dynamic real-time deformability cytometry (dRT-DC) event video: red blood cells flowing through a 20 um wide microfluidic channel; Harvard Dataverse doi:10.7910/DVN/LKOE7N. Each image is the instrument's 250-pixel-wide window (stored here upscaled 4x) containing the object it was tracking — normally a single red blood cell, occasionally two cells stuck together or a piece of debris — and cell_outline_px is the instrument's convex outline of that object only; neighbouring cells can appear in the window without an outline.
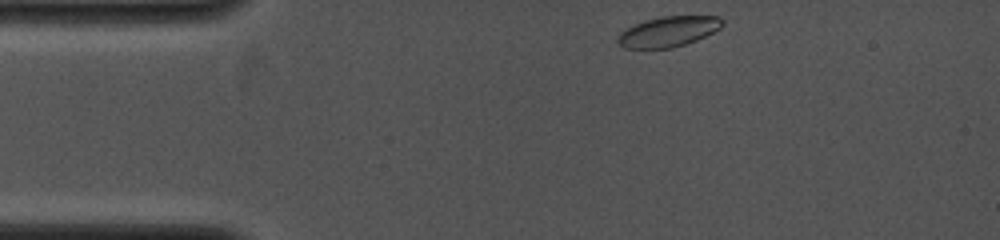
{"species": "common noctule bat (a hibernating species)", "species_latin": "Nyctalus noctula", "temperature_condition": "cold", "stored_images_in_passage": 28, "camera_frame_rate_fps": 4000, "um_per_image_px": 0.085, "animal": {"sex": "female", "body_mass_g": 19.0, "forearm_length_mm": 53.3}, "frame": {"image": 1, "passage_image": 1, "time_ms": 0.0, "image_size_px": [1000, 240], "cell_outline_px": [[724, 24], [720, 28], [696, 40], [672, 48], [624, 48], [616, 40], [616, 36], [620, 32], [644, 20], [660, 16], [720, 16], [724, 20]], "centroid_in_image_um": [56.81, 2.67], "position_along_channel_um": 28.2, "area_um2": 18.44}}
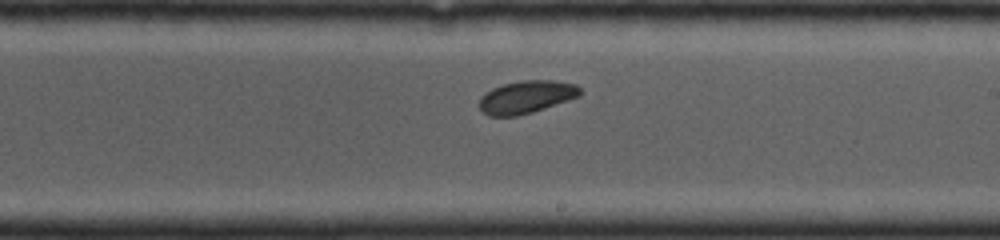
{"frame": {"image": 2, "passage_image": 17, "time_ms": 6.25, "image_size_px": [1000, 240], "cell_outline_px": [[580, 96], [532, 112], [516, 116], [488, 116], [480, 108], [480, 96], [484, 92], [492, 88], [504, 84], [520, 80], [552, 80], [576, 84], [580, 88]], "centroid_in_image_um": [44.72, 8.23], "position_along_channel_um": 244.3, "area_um2": 19.13}}
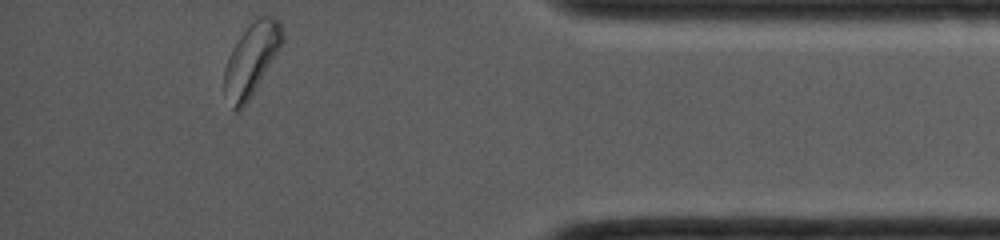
{"frame": {"image": 3, "passage_image": 28, "time_ms": 10.75, "image_size_px": [1000, 240], "cell_outline_px": [[284, 44], [244, 108], [236, 112], [232, 108], [224, 92], [224, 72], [228, 60], [240, 36], [256, 16], [268, 16], [276, 20], [280, 24], [284, 32]], "centroid_in_image_um": [21.41, 5.08], "position_along_channel_um": 413.8, "area_um2": 24.33}}